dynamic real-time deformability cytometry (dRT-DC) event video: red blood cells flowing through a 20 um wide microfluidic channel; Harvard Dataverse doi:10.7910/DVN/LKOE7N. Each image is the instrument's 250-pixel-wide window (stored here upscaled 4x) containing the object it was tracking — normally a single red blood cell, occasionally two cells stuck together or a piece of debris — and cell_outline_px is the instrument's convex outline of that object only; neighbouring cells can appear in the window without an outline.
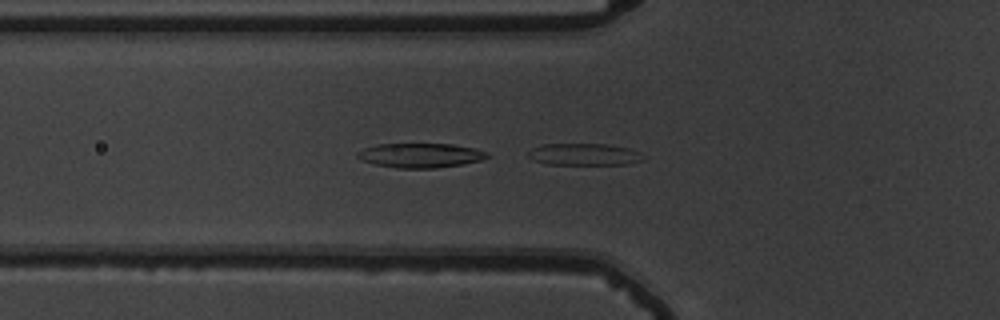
{"species": "common noctule bat (a hibernating species)", "species_latin": "Nyctalus noctula", "temperature_condition": "warm", "stored_images_in_passage": 54, "segment_of_instrument_passage": [2, 2], "camera_frame_rate_fps": 3000, "um_per_image_px": 0.085, "animal": {"sex": "male", "body_mass_g": 19.5, "forearm_length_mm": 54.6}, "frame": {"image": 1, "passage_image": 20, "time_ms": 6.333, "image_size_px": [1000, 320], "cell_outline_px": [[644, 160], [628, 164], [548, 164], [532, 160], [528, 156], [528, 152], [532, 148], [544, 144], [608, 144], [628, 148], [640, 152]], "centroid_in_image_um": [49.65, 13.12], "position_along_channel_um": 76.2, "area_um2": 14.62}}
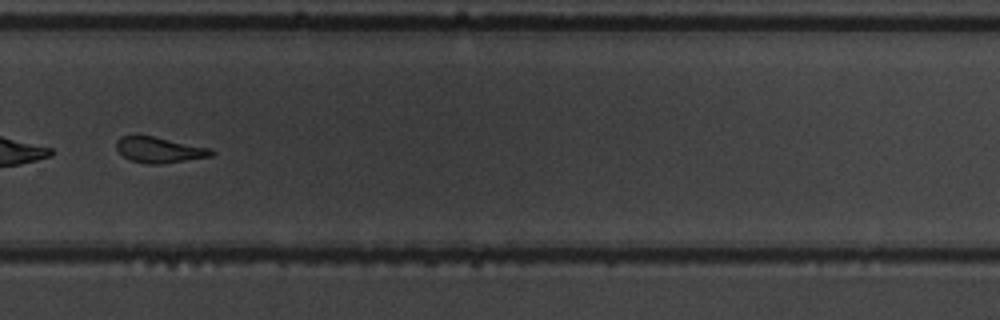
{"frame": {"image": 2, "passage_image": 39, "time_ms": 12.667, "image_size_px": [1000, 320], "cell_outline_px": [[216, 152], [212, 156], [160, 164], [144, 164], [132, 160], [124, 156], [116, 148], [116, 140], [120, 136], [132, 132], [136, 132], [212, 148]], "centroid_in_image_um": [13.5, 12.68], "position_along_channel_um": 316.3, "area_um2": 14.85}}
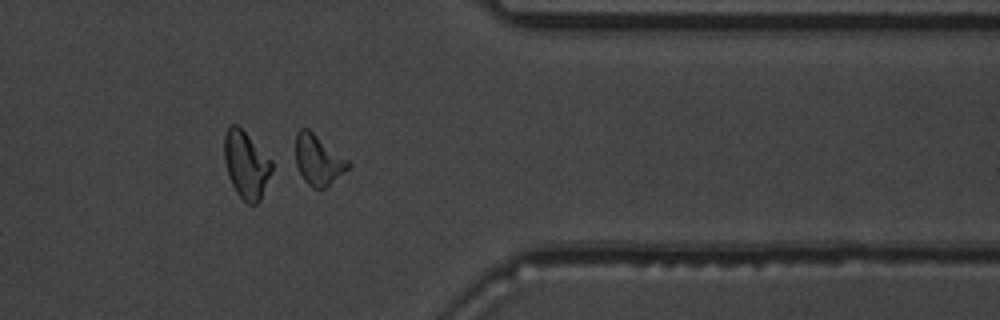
{"frame": {"image": 3, "passage_image": 45, "time_ms": 14.667, "image_size_px": [1000, 320], "cell_outline_px": [[352, 164], [348, 168], [324, 188], [312, 188], [304, 180], [296, 164], [296, 132], [300, 128], [308, 128], [348, 160]], "centroid_in_image_um": [27.03, 13.57], "position_along_channel_um": 384.4, "area_um2": 15.09}}